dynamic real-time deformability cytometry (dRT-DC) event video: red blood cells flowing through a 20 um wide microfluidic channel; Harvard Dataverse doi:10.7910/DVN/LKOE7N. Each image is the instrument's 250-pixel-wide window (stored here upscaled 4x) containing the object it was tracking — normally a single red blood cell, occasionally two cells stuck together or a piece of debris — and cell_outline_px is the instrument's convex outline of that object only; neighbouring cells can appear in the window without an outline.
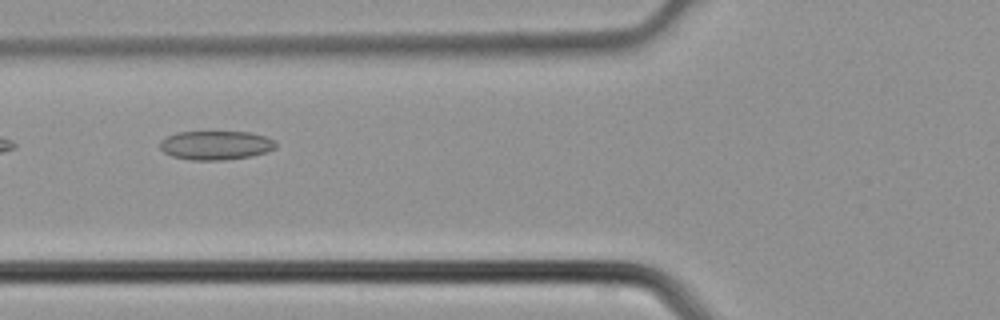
{"species": "common noctule bat (a hibernating species)", "species_latin": "Nyctalus noctula", "temperature_condition": "cold", "stored_images_in_passage": 4, "camera_frame_rate_fps": 3000, "um_per_image_px": 0.085, "animal": {"sex": "male", "body_mass_g": 21.5, "forearm_length_mm": 52.0}, "frame": {"image": 1, "passage_image": 4, "time_ms": 1.0, "image_size_px": [1000, 320], "cell_outline_px": [[276, 148], [268, 152], [252, 156], [224, 160], [192, 160], [172, 156], [164, 152], [160, 148], [160, 140], [176, 132], [248, 132], [264, 136], [276, 140]], "centroid_in_image_um": [18.36, 12.35], "position_along_channel_um": 107.4, "area_um2": 19.65}}